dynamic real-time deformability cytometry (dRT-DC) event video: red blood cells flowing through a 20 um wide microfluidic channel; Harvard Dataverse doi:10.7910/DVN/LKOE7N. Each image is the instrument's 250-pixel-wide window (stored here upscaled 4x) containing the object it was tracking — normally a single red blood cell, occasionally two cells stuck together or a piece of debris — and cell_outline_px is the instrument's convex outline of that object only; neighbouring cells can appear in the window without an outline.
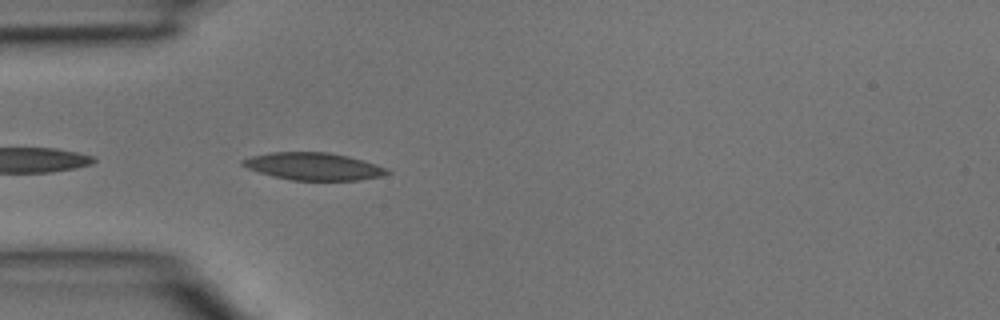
{"species": "common noctule bat (a hibernating species)", "species_latin": "Nyctalus noctula", "temperature_condition": "room temperature", "stored_images_in_passage": 2, "camera_frame_rate_fps": 3000, "um_per_image_px": 0.085, "animal": {"sex": "male", "body_mass_g": 15.6}, "frame": {"image": 1, "passage_image": 2, "time_ms": 0.333, "image_size_px": [1000, 320], "cell_outline_px": [[392, 172], [380, 176], [360, 180], [292, 180], [272, 176], [248, 168], [240, 164], [240, 160], [252, 156], [272, 152], [328, 152], [348, 156], [364, 160], [388, 168]], "centroid_in_image_um": [26.67, 14.14], "position_along_channel_um": 58.3, "area_um2": 23.06}}